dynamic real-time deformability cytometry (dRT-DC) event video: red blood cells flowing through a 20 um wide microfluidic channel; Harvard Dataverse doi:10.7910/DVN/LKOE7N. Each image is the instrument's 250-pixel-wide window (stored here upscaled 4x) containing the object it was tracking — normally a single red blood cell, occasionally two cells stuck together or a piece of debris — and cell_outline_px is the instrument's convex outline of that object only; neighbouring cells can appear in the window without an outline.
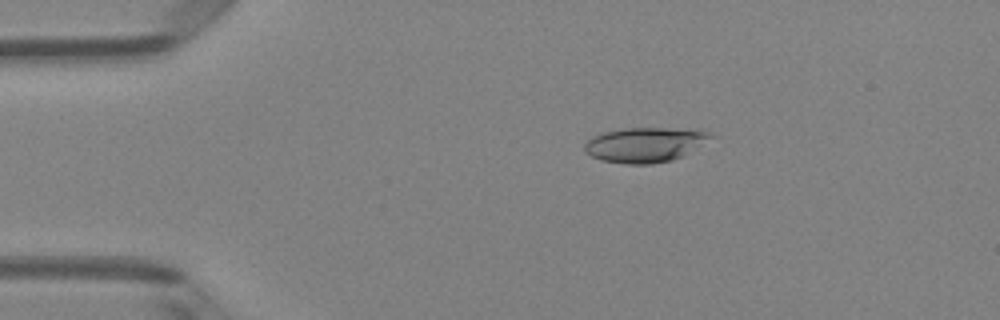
{"species": "Egyptian fruit bat (a non-hibernating species)", "species_latin": "Rousettus aegyptiacus", "temperature_condition": "room temperature", "stored_images_in_passage": 49, "camera_frame_rate_fps": 3000, "um_per_image_px": 0.085, "animal": {"sex": "female"}, "frame": {"image": 1, "passage_image": 9, "time_ms": 2.667, "image_size_px": [1000, 320], "cell_outline_px": [[716, 136], [680, 156], [672, 160], [652, 164], [624, 164], [600, 160], [584, 152], [584, 144], [592, 136], [604, 132], [624, 128], [700, 128], [712, 132]], "centroid_in_image_um": [54.84, 12.28], "position_along_channel_um": 30.2, "area_um2": 25.89}}
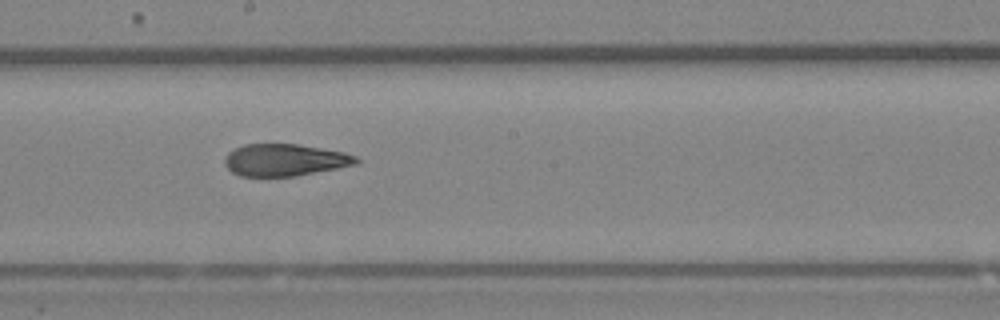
{"frame": {"image": 2, "passage_image": 27, "time_ms": 8.667, "image_size_px": [1000, 320], "cell_outline_px": [[360, 160], [356, 164], [336, 168], [292, 176], [240, 176], [232, 172], [224, 164], [224, 156], [228, 152], [244, 144], [296, 144], [344, 152], [356, 156]], "centroid_in_image_um": [24.16, 13.59], "position_along_channel_um": 224.0, "area_um2": 24.33}}
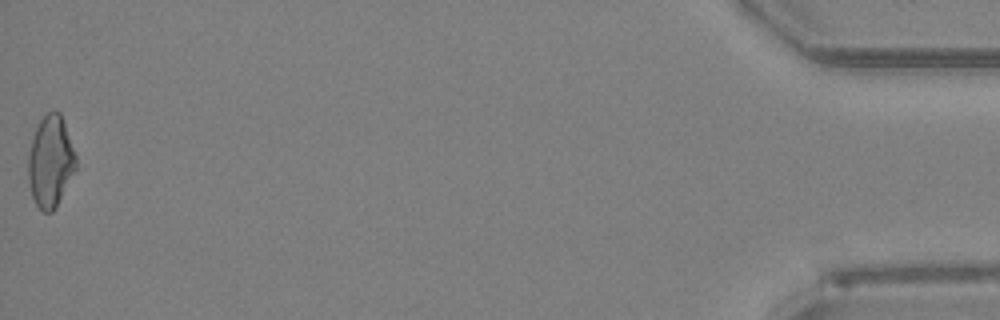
{"frame": {"image": 3, "passage_image": 49, "time_ms": 16.0, "image_size_px": [1000, 320], "cell_outline_px": [[76, 168], [56, 208], [52, 212], [44, 212], [36, 204], [32, 196], [28, 180], [28, 156], [32, 140], [36, 128], [40, 120], [48, 112], [60, 112], [76, 156]], "centroid_in_image_um": [4.29, 13.76], "position_along_channel_um": 430.9, "area_um2": 25.09}, "authors_computed_cell_mechanics": {"area_um2": 25.5476, "velocity_mm_per_s": 4.1487, "shape_relaxation_time_tau1_ms": null, "shape_relaxation_time_tau2_ms": 3.326, "deformation_change_tau1": null, "deformation_change_tau2": 0.1299}}